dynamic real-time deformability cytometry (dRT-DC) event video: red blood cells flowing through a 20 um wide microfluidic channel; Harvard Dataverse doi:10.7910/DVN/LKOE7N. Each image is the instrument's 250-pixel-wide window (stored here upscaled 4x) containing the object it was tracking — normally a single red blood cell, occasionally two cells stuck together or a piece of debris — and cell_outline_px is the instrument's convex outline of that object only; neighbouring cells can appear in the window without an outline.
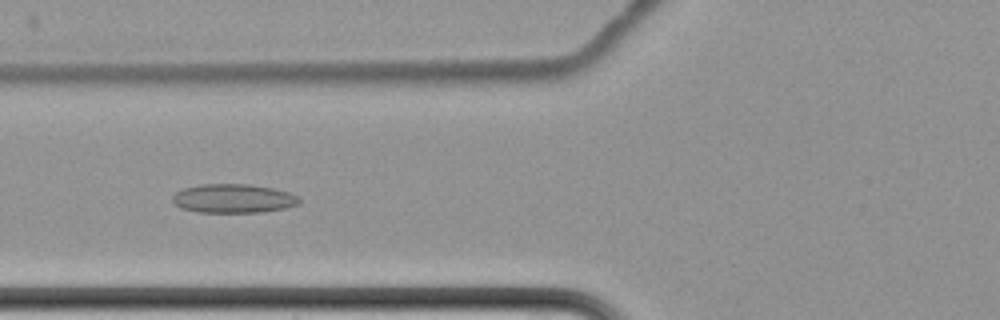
{"species": "common noctule bat (a hibernating species)", "species_latin": "Nyctalus noctula", "temperature_condition": "cold", "stored_images_in_passage": 9, "camera_frame_rate_fps": 3000, "um_per_image_px": 0.085, "animal": {"sex": "female", "body_mass_g": 22.7, "forearm_length_mm": 54.2}, "frame": {"image": 1, "passage_image": 7, "time_ms": 8.0, "image_size_px": [1000, 320], "cell_outline_px": [[300, 204], [284, 208], [260, 212], [200, 212], [180, 208], [172, 200], [172, 196], [176, 192], [184, 188], [200, 184], [248, 184], [272, 188], [288, 192], [300, 196]], "centroid_in_image_um": [19.84, 16.87], "position_along_channel_um": 106.0, "area_um2": 21.33}}
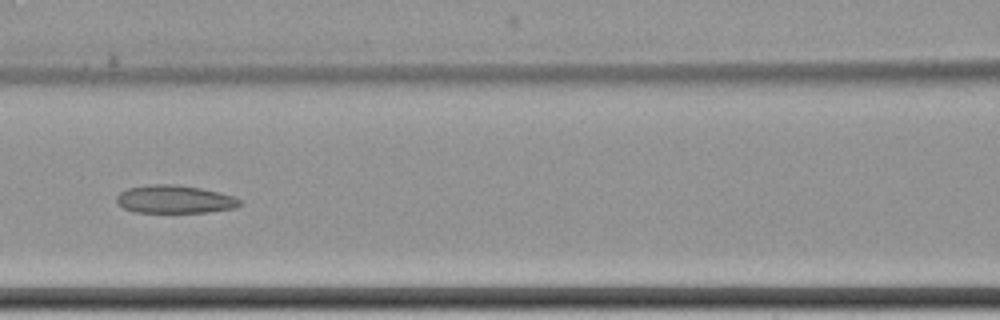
{"frame": {"image": 2, "passage_image": 8, "time_ms": 9.333, "image_size_px": [1000, 320], "cell_outline_px": [[240, 204], [236, 208], [208, 212], [132, 212], [116, 204], [116, 196], [120, 192], [128, 188], [152, 184], [176, 184], [200, 188], [220, 192], [232, 196], [240, 200]], "centroid_in_image_um": [14.81, 16.94], "position_along_channel_um": 151.8, "area_um2": 20.17}}
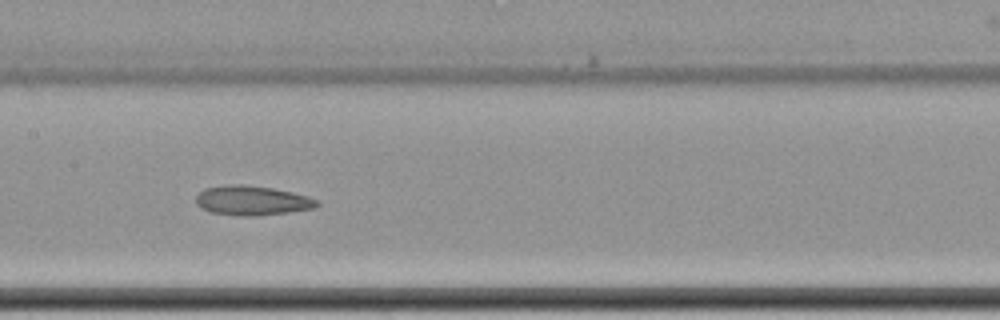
{"frame": {"image": 3, "passage_image": 9, "time_ms": 10.333, "image_size_px": [1000, 320], "cell_outline_px": [[320, 204], [312, 208], [288, 212], [256, 216], [240, 216], [212, 212], [196, 204], [196, 196], [204, 188], [232, 184], [244, 184], [272, 188], [292, 192], [308, 196], [316, 200]], "centroid_in_image_um": [21.42, 17.04], "position_along_channel_um": 186.0, "area_um2": 20.63}}